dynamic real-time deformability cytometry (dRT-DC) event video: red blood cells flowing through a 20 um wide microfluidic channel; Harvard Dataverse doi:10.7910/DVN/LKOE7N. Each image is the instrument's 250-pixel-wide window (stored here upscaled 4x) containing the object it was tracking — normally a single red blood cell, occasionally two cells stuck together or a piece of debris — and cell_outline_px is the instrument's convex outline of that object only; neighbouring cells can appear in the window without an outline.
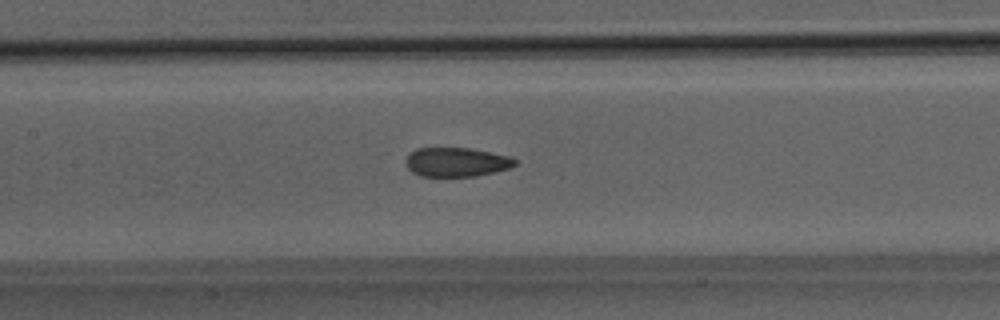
{"species": "Egyptian fruit bat (a non-hibernating species)", "species_latin": "Rousettus aegyptiacus", "temperature_condition": "room temperature", "stored_images_in_passage": 49, "segment_of_instrument_passage": [1, 2], "camera_frame_rate_fps": 3000, "um_per_image_px": 0.085, "animal": {"sex": "male"}, "frame": {"image": 1, "passage_image": 22, "time_ms": 7.0, "image_size_px": [1000, 320], "cell_outline_px": [[516, 164], [508, 168], [476, 176], [420, 176], [412, 172], [404, 164], [404, 160], [416, 148], [468, 148], [508, 156], [516, 160]], "centroid_in_image_um": [38.74, 13.78], "position_along_channel_um": 168.7, "area_um2": 18.32}}
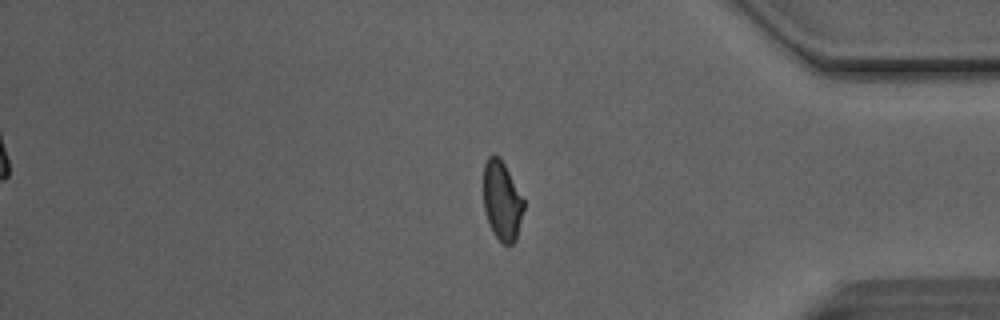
{"frame": {"image": 2, "passage_image": 40, "time_ms": 13.0, "image_size_px": [1000, 320], "cell_outline_px": [[524, 208], [516, 240], [512, 244], [504, 244], [492, 232], [484, 208], [484, 164], [488, 156], [500, 156], [524, 200]], "centroid_in_image_um": [42.67, 17.06], "position_along_channel_um": 392.5, "area_um2": 18.38}}
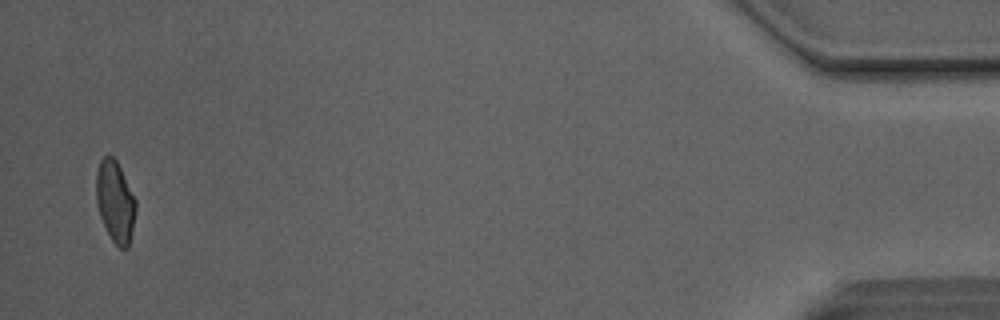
{"frame": {"image": 3, "passage_image": 47, "time_ms": 15.333, "image_size_px": [1000, 320], "cell_outline_px": [[136, 212], [128, 248], [120, 248], [112, 240], [100, 216], [96, 204], [96, 172], [100, 160], [108, 152], [116, 160], [136, 200]], "centroid_in_image_um": [9.78, 17.1], "position_along_channel_um": 425.4, "area_um2": 18.73}}